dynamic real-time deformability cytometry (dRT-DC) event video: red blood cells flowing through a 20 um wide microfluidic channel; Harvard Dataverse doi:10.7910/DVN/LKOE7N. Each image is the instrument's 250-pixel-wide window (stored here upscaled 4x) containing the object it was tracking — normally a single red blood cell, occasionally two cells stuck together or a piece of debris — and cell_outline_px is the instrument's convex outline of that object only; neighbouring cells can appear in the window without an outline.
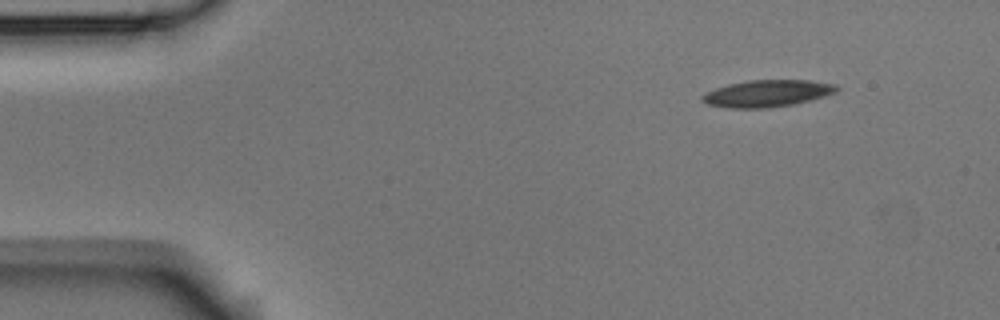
{"species": "Egyptian fruit bat (a non-hibernating species)", "species_latin": "Rousettus aegyptiacus", "temperature_condition": "room temperature", "stored_images_in_passage": 3, "camera_frame_rate_fps": 3000, "um_per_image_px": 0.085, "animal": {"sex": "male"}, "frame": {"image": 1, "passage_image": 1, "time_ms": 0.0, "image_size_px": [1000, 320], "cell_outline_px": [[840, 88], [836, 92], [824, 96], [792, 104], [768, 108], [728, 108], [708, 104], [700, 100], [700, 96], [704, 92], [728, 84], [748, 80], [812, 80], [836, 84]], "centroid_in_image_um": [65.18, 7.93], "position_along_channel_um": 19.8, "area_um2": 21.15}}
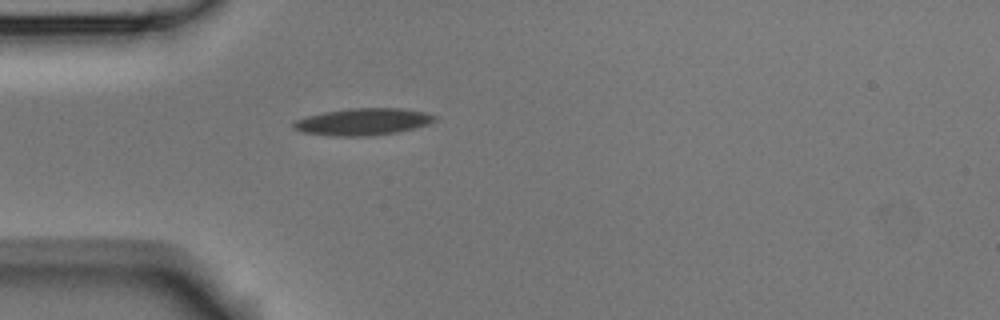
{"frame": {"image": 2, "passage_image": 3, "time_ms": 0.667, "image_size_px": [1000, 320], "cell_outline_px": [[436, 120], [428, 124], [400, 132], [372, 136], [336, 136], [304, 132], [292, 128], [292, 124], [296, 120], [308, 116], [324, 112], [352, 108], [400, 108], [424, 112], [436, 116]], "centroid_in_image_um": [30.87, 10.35], "position_along_channel_um": 54.1, "area_um2": 22.08}}